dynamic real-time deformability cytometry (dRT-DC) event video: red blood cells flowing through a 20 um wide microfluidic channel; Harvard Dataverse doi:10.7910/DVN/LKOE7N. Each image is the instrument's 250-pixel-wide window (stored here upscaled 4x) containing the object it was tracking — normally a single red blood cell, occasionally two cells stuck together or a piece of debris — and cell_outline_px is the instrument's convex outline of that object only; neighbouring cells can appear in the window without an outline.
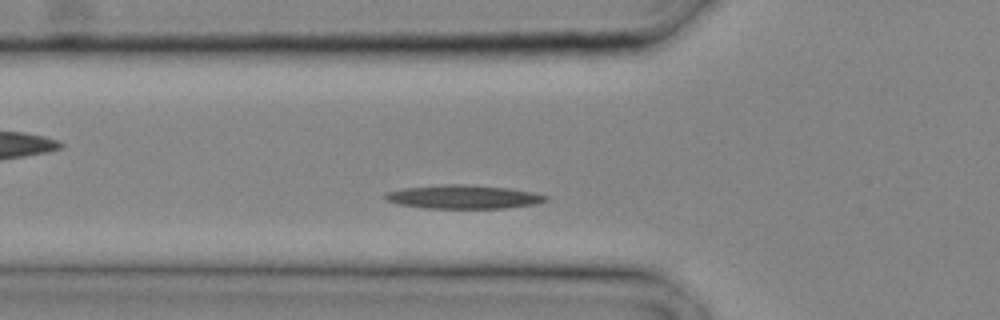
{"species": "common noctule bat (a hibernating species)", "species_latin": "Nyctalus noctula", "temperature_condition": "cold", "stored_images_in_passage": 9, "camera_frame_rate_fps": 3000, "um_per_image_px": 0.085, "animal": {"sex": "male", "body_mass_g": 20.4}, "frame": {"image": 1, "passage_image": 5, "time_ms": 1.333, "image_size_px": [1000, 320], "cell_outline_px": [[548, 200], [536, 204], [504, 208], [424, 208], [396, 204], [384, 200], [384, 192], [404, 188], [444, 184], [464, 184], [508, 188], [532, 192], [548, 196]], "centroid_in_image_um": [39.33, 16.73], "position_along_channel_um": 86.5, "area_um2": 22.25}}